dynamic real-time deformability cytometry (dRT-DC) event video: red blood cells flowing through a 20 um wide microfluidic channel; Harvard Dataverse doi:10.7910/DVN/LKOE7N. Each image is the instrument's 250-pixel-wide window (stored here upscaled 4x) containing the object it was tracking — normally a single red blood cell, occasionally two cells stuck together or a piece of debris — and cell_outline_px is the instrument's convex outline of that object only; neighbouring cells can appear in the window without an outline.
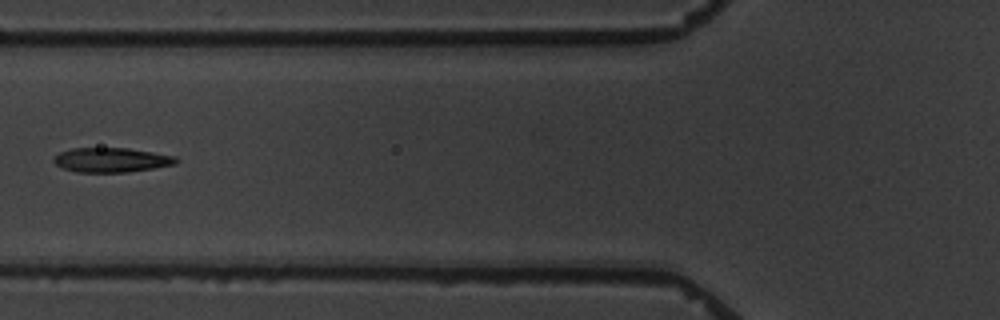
{"species": "common noctule bat (a hibernating species)", "species_latin": "Nyctalus noctula", "temperature_condition": "warm", "stored_images_in_passage": 4, "camera_frame_rate_fps": 3000, "um_per_image_px": 0.085, "animal": {"sex": "male", "body_mass_g": 19.5, "forearm_length_mm": 54.6}, "frame": {"image": 1, "passage_image": 2, "time_ms": 1.333, "image_size_px": [1000, 320], "cell_outline_px": [[180, 160], [176, 164], [128, 172], [76, 172], [64, 168], [56, 164], [52, 160], [60, 152], [72, 148], [128, 148], [176, 156]], "centroid_in_image_um": [9.49, 13.59], "position_along_channel_um": 116.3, "area_um2": 17.4}}
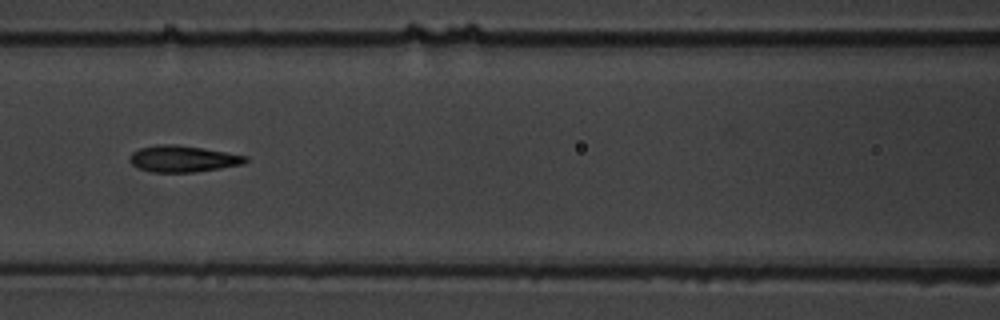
{"frame": {"image": 2, "passage_image": 3, "time_ms": 2.333, "image_size_px": [1000, 320], "cell_outline_px": [[248, 160], [244, 164], [220, 168], [192, 172], [152, 172], [140, 168], [132, 164], [128, 160], [128, 156], [132, 152], [140, 148], [156, 144], [176, 144], [248, 156]], "centroid_in_image_um": [15.51, 13.49], "position_along_channel_um": 151.1, "area_um2": 17.74}}
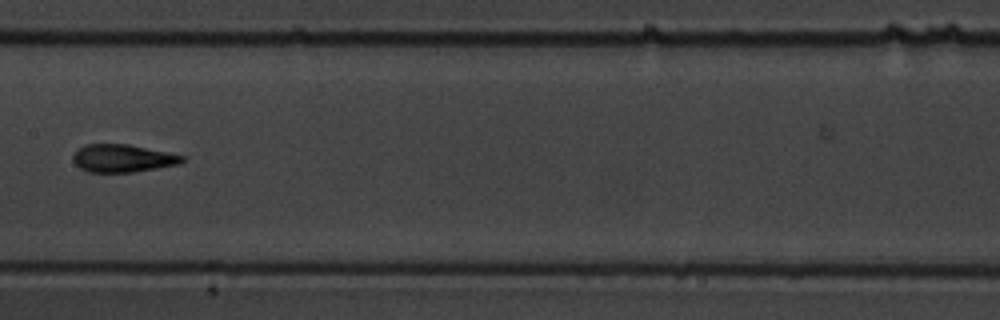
{"frame": {"image": 3, "passage_image": 4, "time_ms": 3.667, "image_size_px": [1000, 320], "cell_outline_px": [[184, 160], [176, 164], [156, 168], [132, 172], [88, 172], [80, 168], [72, 160], [72, 156], [84, 144], [128, 144], [184, 156]], "centroid_in_image_um": [10.37, 13.45], "position_along_channel_um": 197.0, "area_um2": 17.34}}